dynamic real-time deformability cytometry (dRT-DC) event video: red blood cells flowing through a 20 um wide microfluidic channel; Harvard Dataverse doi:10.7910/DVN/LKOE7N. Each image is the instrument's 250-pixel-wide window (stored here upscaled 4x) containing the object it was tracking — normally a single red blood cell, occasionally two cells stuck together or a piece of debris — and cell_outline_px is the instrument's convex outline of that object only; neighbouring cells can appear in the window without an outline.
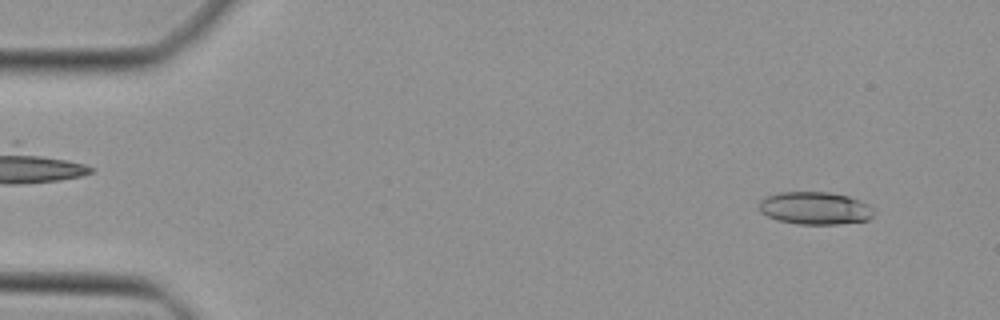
{"species": "Egyptian fruit bat (a non-hibernating species)", "species_latin": "Rousettus aegyptiacus", "temperature_condition": "cold", "stored_images_in_passage": 46, "camera_frame_rate_fps": 3000, "um_per_image_px": 0.085, "animal": {"sex": "female"}, "frame": {"image": 1, "passage_image": 3, "time_ms": 0.667, "image_size_px": [1000, 320], "cell_outline_px": [[876, 212], [868, 220], [836, 224], [796, 224], [776, 220], [760, 212], [756, 204], [764, 196], [780, 192], [828, 192], [848, 196], [860, 200], [876, 208]], "centroid_in_image_um": [69.26, 17.69], "position_along_channel_um": 15.7, "area_um2": 22.25}}
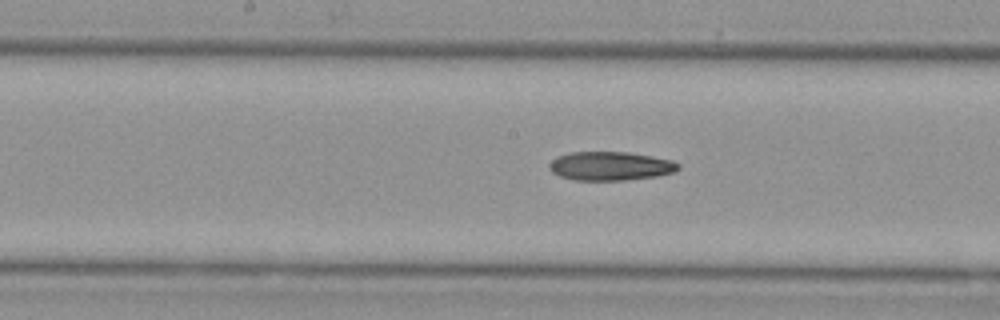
{"frame": {"image": 2, "passage_image": 23, "time_ms": 7.333, "image_size_px": [1000, 320], "cell_outline_px": [[680, 168], [672, 172], [656, 176], [624, 180], [576, 180], [560, 176], [552, 172], [548, 168], [548, 164], [556, 156], [568, 152], [628, 152], [652, 156], [672, 160], [680, 164]], "centroid_in_image_um": [51.85, 14.1], "position_along_channel_um": 196.3, "area_um2": 21.68}}
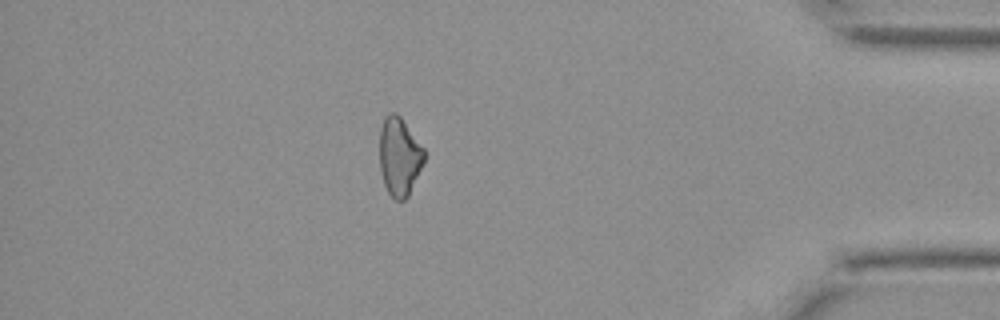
{"frame": {"image": 3, "passage_image": 40, "time_ms": 13.0, "image_size_px": [1000, 320], "cell_outline_px": [[424, 160], [408, 196], [404, 200], [396, 200], [388, 192], [384, 184], [380, 168], [380, 128], [384, 116], [388, 112], [396, 112], [400, 116], [424, 148]], "centroid_in_image_um": [33.93, 13.27], "position_along_channel_um": 401.3, "area_um2": 20.23}}